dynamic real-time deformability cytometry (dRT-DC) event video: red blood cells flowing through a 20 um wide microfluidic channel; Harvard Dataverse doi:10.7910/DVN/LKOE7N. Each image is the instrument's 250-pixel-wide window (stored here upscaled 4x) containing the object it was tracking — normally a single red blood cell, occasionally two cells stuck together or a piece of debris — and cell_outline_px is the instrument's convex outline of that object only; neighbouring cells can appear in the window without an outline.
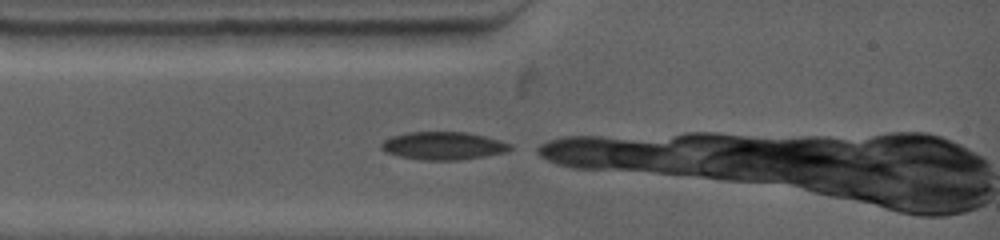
{"species": "common noctule bat (a hibernating species)", "species_latin": "Nyctalus noctula", "temperature_condition": "warm", "stored_images_in_passage": 2, "camera_frame_rate_fps": 4500, "um_per_image_px": 0.085, "animal": {"sex": "female", "body_mass_g": 19.0, "forearm_length_mm": 53.3}, "frame": {"image": 1, "passage_image": 1, "time_ms": 0.0, "image_size_px": [1000, 240], "cell_outline_px": [[512, 148], [508, 152], [460, 160], [420, 160], [400, 156], [384, 152], [380, 148], [380, 144], [384, 140], [392, 136], [408, 132], [464, 132], [484, 136], [500, 140], [512, 144]], "centroid_in_image_um": [37.67, 12.39], "position_along_channel_um": 47.3, "area_um2": 21.04}}